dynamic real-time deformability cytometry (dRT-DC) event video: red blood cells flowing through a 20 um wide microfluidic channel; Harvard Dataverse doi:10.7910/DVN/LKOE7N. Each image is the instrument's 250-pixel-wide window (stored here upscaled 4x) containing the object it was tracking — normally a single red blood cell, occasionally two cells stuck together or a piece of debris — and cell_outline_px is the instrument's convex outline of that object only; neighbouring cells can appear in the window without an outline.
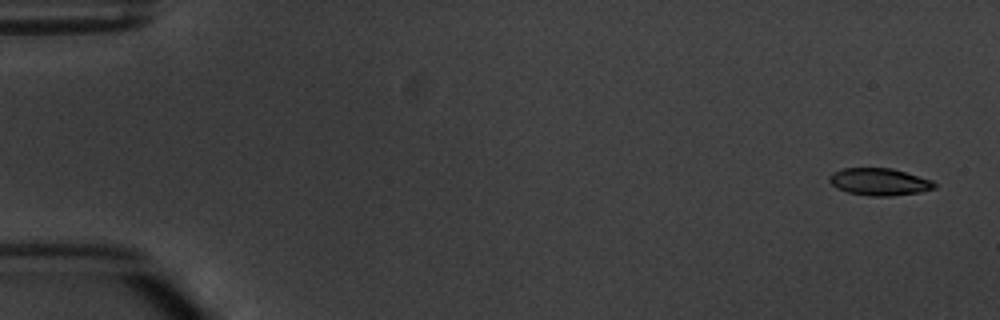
{"species": "common noctule bat (a hibernating species)", "species_latin": "Nyctalus noctula", "temperature_condition": "warm", "stored_images_in_passage": 5, "camera_frame_rate_fps": 3000, "um_per_image_px": 0.085, "animal": {"sex": "male", "body_mass_g": 20.1, "forearm_length_mm": 53.5}, "frame": {"image": 1, "passage_image": 1, "time_ms": 0.0, "image_size_px": [1000, 320], "cell_outline_px": [[936, 188], [920, 192], [892, 196], [868, 196], [848, 192], [836, 188], [828, 180], [828, 176], [832, 172], [844, 168], [892, 168], [932, 180], [936, 184]], "centroid_in_image_um": [74.73, 15.45], "position_along_channel_um": 10.3, "area_um2": 16.76}}
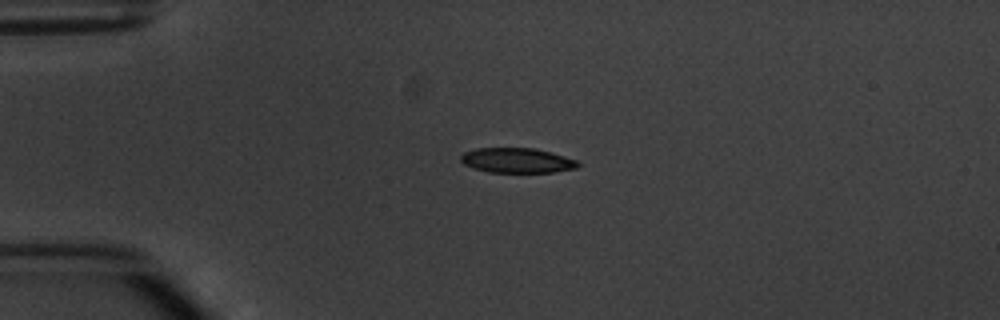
{"frame": {"image": 2, "passage_image": 4, "time_ms": 3.667, "image_size_px": [1000, 320], "cell_outline_px": [[580, 164], [576, 168], [552, 172], [488, 172], [472, 168], [464, 164], [460, 160], [460, 156], [464, 152], [476, 148], [536, 148], [552, 152], [576, 160]], "centroid_in_image_um": [43.92, 13.63], "position_along_channel_um": 41.1, "area_um2": 17.05}}